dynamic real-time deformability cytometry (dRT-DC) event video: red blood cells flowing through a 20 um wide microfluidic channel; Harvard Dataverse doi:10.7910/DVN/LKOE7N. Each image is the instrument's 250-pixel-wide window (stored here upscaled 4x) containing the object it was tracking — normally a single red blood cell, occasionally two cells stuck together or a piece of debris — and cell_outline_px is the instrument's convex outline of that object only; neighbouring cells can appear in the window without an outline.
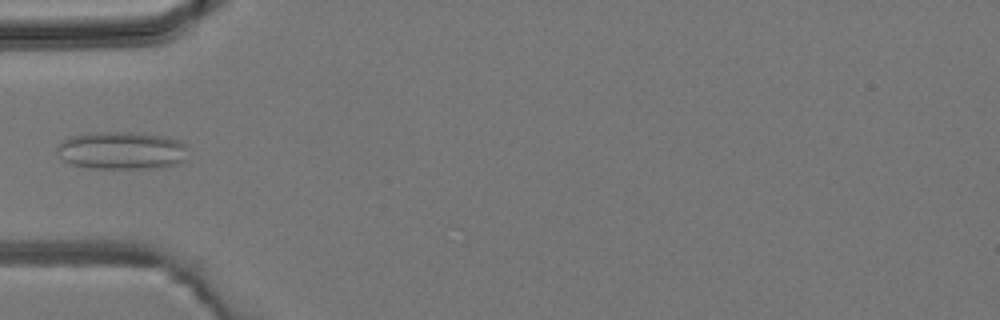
{"species": "common noctule bat (a hibernating species)", "species_latin": "Nyctalus noctula", "temperature_condition": "room temperature", "stored_images_in_passage": 2, "camera_frame_rate_fps": 3000, "um_per_image_px": 0.085, "animal": {"sex": "male", "body_mass_g": 19.2, "forearm_length_mm": 51.8}, "frame": {"image": 1, "passage_image": 2, "time_ms": 2.0, "image_size_px": [1000, 320], "cell_outline_px": [[188, 160], [176, 164], [156, 168], [88, 168], [72, 164], [64, 160], [56, 152], [56, 144], [68, 136], [92, 132], [132, 132], [164, 136], [180, 140], [184, 144]], "centroid_in_image_um": [10.32, 12.78], "position_along_channel_um": 74.7, "area_um2": 29.19}}